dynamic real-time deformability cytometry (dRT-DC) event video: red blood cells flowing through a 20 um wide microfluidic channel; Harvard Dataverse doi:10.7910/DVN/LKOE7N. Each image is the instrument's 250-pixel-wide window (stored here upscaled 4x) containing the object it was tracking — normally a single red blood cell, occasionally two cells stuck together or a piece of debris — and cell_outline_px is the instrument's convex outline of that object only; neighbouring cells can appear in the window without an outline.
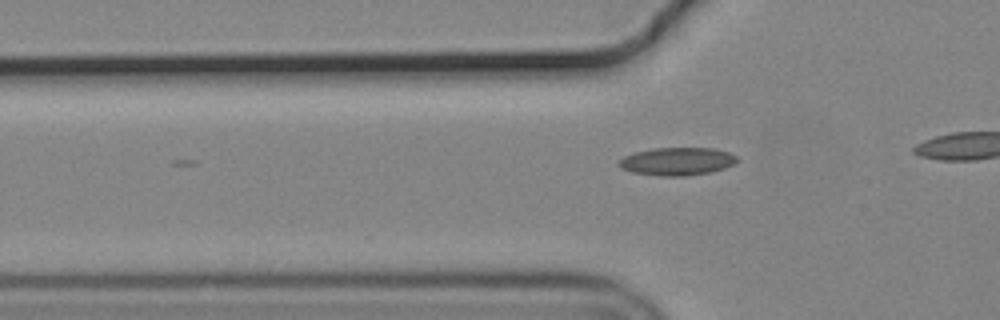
{"species": "common noctule bat (a hibernating species)", "species_latin": "Nyctalus noctula", "temperature_condition": "cold", "stored_images_in_passage": 11, "camera_frame_rate_fps": 3000, "um_per_image_px": 0.085, "animal": {"sex": "male", "body_mass_g": 19.2, "forearm_length_mm": 51.8}, "frame": {"image": 1, "passage_image": 11, "time_ms": 3.333, "image_size_px": [1000, 320], "cell_outline_px": [[740, 160], [724, 168], [712, 172], [684, 176], [660, 176], [632, 172], [620, 168], [616, 164], [624, 156], [636, 152], [652, 148], [712, 148], [728, 152], [736, 156]], "centroid_in_image_um": [57.54, 13.72], "position_along_channel_um": 68.3, "area_um2": 19.25}}